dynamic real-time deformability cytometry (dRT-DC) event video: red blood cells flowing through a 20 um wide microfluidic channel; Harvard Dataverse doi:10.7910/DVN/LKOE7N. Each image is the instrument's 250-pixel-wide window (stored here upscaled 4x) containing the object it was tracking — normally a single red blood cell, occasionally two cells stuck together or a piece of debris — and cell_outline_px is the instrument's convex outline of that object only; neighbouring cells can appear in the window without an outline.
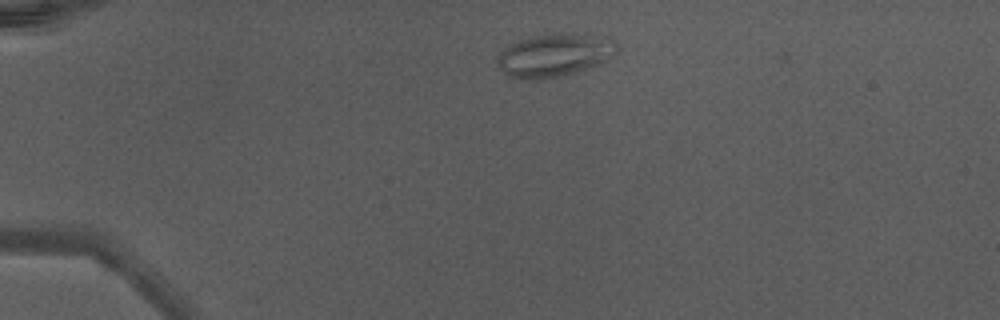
{"species": "Egyptian fruit bat (a non-hibernating species)", "species_latin": "Rousettus aegyptiacus", "temperature_condition": "warm", "stored_images_in_passage": 37, "camera_frame_rate_fps": 3000, "um_per_image_px": 0.085, "animal": {"sex": "male"}, "frame": {"image": 1, "passage_image": 1, "time_ms": 0.0, "image_size_px": [1000, 320], "cell_outline_px": [[616, 52], [608, 60], [600, 64], [572, 72], [540, 80], [520, 80], [508, 76], [496, 64], [496, 60], [504, 48], [508, 44], [528, 36], [584, 36], [612, 40], [616, 44]], "centroid_in_image_um": [47.01, 4.75], "position_along_channel_um": 38.0, "area_um2": 28.84}}